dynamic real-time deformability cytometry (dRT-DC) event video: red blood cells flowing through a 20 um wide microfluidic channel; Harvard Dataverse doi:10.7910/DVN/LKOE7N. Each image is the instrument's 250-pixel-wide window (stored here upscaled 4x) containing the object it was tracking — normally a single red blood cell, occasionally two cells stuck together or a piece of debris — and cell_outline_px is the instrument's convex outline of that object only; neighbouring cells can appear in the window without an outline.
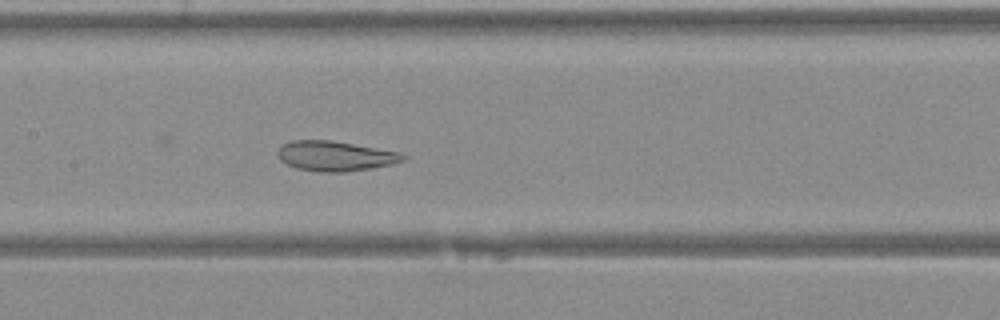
{"species": "Egyptian fruit bat (a non-hibernating species)", "species_latin": "Rousettus aegyptiacus", "temperature_condition": "warm", "stored_images_in_passage": 21, "camera_frame_rate_fps": 3000, "um_per_image_px": 0.085, "animal": {"sex": "female"}, "frame": {"image": 1, "passage_image": 10, "time_ms": 3.0, "image_size_px": [1000, 320], "cell_outline_px": [[408, 156], [404, 160], [392, 164], [372, 168], [344, 172], [320, 172], [296, 168], [280, 160], [276, 152], [280, 144], [292, 140], [332, 140], [400, 152]], "centroid_in_image_um": [28.48, 13.25], "position_along_channel_um": 178.9, "area_um2": 22.08}}
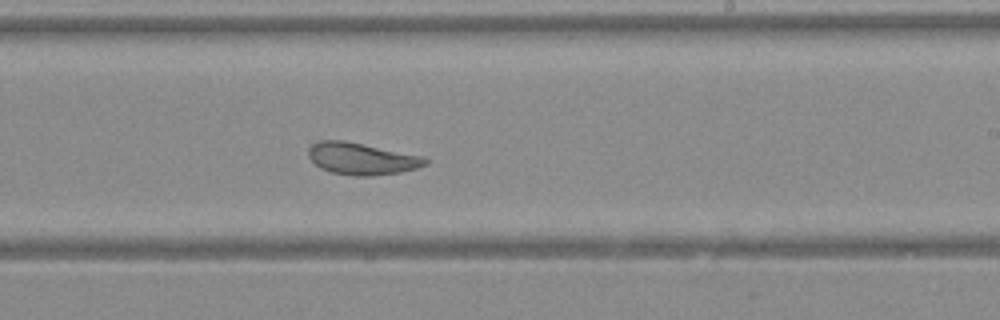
{"frame": {"image": 2, "passage_image": 15, "time_ms": 4.667, "image_size_px": [1000, 320], "cell_outline_px": [[428, 164], [416, 168], [400, 172], [368, 176], [352, 176], [332, 172], [320, 168], [308, 156], [308, 148], [316, 140], [344, 140], [424, 156], [428, 160]], "centroid_in_image_um": [30.73, 13.48], "position_along_channel_um": 258.3, "area_um2": 21.79}}
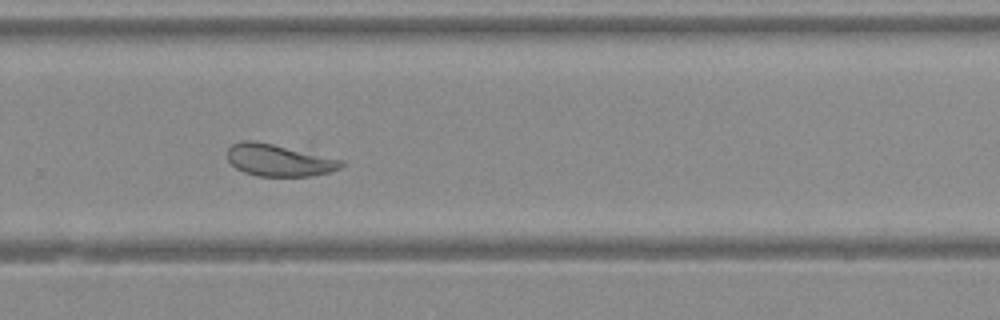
{"frame": {"image": 3, "passage_image": 18, "time_ms": 5.667, "image_size_px": [1000, 320], "cell_outline_px": [[344, 164], [340, 168], [328, 172], [312, 176], [256, 176], [244, 172], [236, 168], [228, 160], [228, 148], [232, 144], [240, 140], [256, 140], [344, 160]], "centroid_in_image_um": [23.69, 13.61], "position_along_channel_um": 306.1, "area_um2": 21.27}}